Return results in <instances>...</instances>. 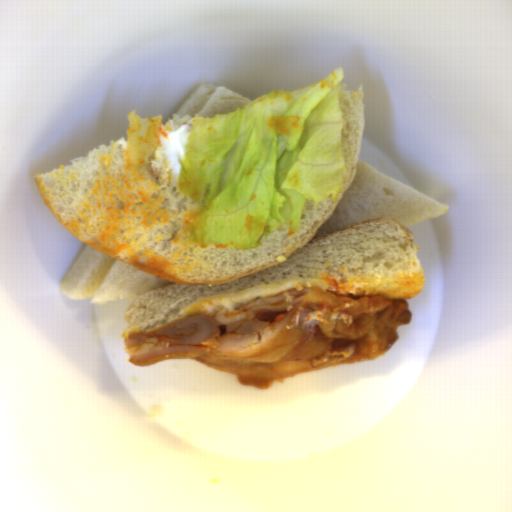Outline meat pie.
I'll return each instance as SVG.
<instances>
[{"label":"meat pie","instance_id":"1","mask_svg":"<svg viewBox=\"0 0 512 512\" xmlns=\"http://www.w3.org/2000/svg\"><path fill=\"white\" fill-rule=\"evenodd\" d=\"M404 299L352 297L317 287L249 300L126 336L130 362L198 360L261 390L299 374L383 356L412 313Z\"/></svg>","mask_w":512,"mask_h":512}]
</instances>
